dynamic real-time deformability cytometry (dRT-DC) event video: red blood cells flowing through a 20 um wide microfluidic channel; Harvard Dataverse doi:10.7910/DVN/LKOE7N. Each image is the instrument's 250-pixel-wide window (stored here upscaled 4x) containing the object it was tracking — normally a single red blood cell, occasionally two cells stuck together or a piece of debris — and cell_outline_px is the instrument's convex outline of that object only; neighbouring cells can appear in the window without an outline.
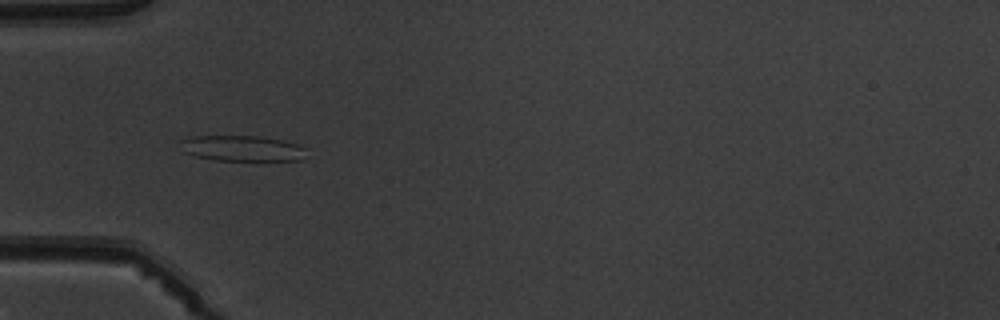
{"species": "common noctule bat (a hibernating species)", "species_latin": "Nyctalus noctula", "temperature_condition": "warm", "stored_images_in_passage": 5, "camera_frame_rate_fps": 3000, "um_per_image_px": 0.085, "animal": {"sex": "male", "body_mass_g": 19.5, "forearm_length_mm": 54.6}, "frame": {"image": 1, "passage_image": 3, "time_ms": 3.333, "image_size_px": [1000, 320], "cell_outline_px": [[308, 148], [300, 160], [216, 160], [192, 156], [180, 152], [180, 140], [192, 136], [260, 136], [284, 140]], "centroid_in_image_um": [20.51, 12.6], "position_along_channel_um": 64.5, "area_um2": 19.07}}
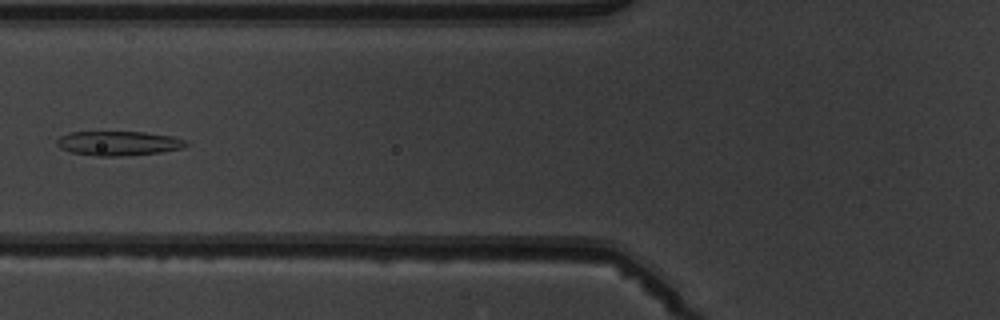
{"frame": {"image": 2, "passage_image": 4, "time_ms": 4.667, "image_size_px": [1000, 320], "cell_outline_px": [[188, 144], [184, 148], [160, 152], [116, 156], [96, 156], [72, 152], [60, 148], [56, 144], [56, 140], [60, 136], [68, 132], [144, 132], [172, 136], [188, 140]], "centroid_in_image_um": [10.08, 12.17], "position_along_channel_um": 115.7, "area_um2": 18.38}}
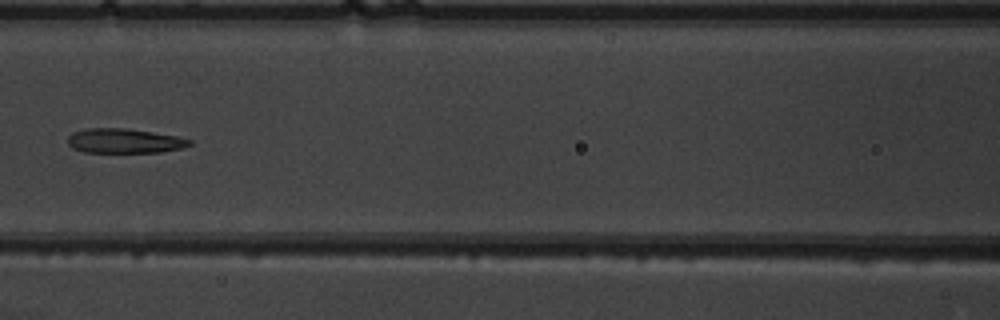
{"frame": {"image": 3, "passage_image": 5, "time_ms": 5.667, "image_size_px": [1000, 320], "cell_outline_px": [[192, 144], [184, 148], [160, 152], [84, 152], [72, 148], [68, 144], [68, 136], [72, 132], [84, 128], [128, 128], [176, 136], [192, 140]], "centroid_in_image_um": [10.56, 11.97], "position_along_channel_um": 156.0, "area_um2": 17.57}}